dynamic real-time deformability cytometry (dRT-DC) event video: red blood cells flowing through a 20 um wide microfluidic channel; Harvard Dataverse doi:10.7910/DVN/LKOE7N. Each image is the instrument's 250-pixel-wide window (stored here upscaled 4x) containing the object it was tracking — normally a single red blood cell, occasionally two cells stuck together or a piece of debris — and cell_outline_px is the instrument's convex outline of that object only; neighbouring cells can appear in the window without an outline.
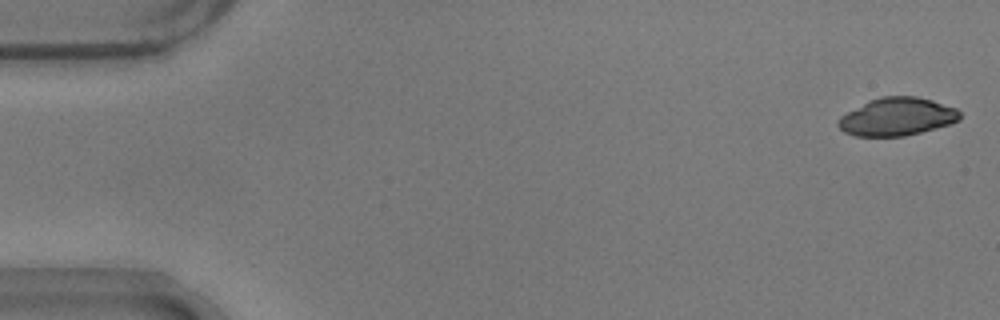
{"species": "common noctule bat (a hibernating species)", "species_latin": "Nyctalus noctula", "temperature_condition": "warm", "stored_images_in_passage": 54, "camera_frame_rate_fps": 3000, "um_per_image_px": 0.085, "animal": {"sex": "male", "body_mass_g": 17.9}, "frame": {"image": 1, "passage_image": 2, "time_ms": 0.333, "image_size_px": [1000, 320], "cell_outline_px": [[960, 120], [936, 128], [904, 136], [856, 136], [844, 132], [836, 124], [836, 120], [840, 116], [868, 100], [880, 96], [916, 96], [932, 100], [956, 108], [960, 112]], "centroid_in_image_um": [76.21, 9.91], "position_along_channel_um": 8.8, "area_um2": 26.93}}